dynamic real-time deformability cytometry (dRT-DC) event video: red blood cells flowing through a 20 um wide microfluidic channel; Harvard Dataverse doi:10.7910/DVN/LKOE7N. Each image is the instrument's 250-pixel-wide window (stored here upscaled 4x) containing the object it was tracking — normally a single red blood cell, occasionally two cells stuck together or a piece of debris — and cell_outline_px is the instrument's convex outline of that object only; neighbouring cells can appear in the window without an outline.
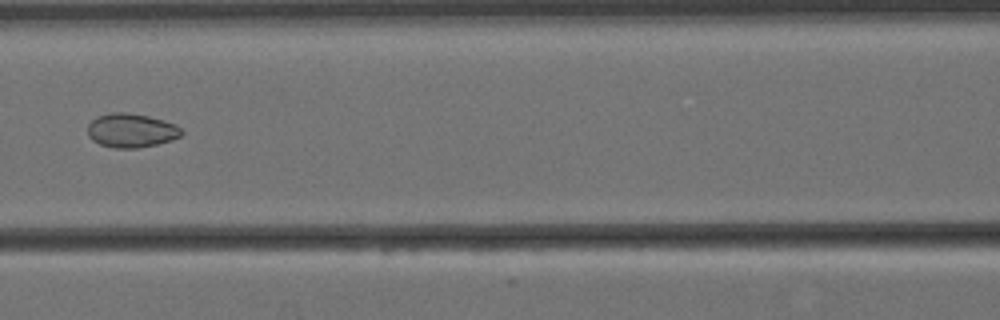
{"species": "Egyptian fruit bat (a non-hibernating species)", "species_latin": "Rousettus aegyptiacus", "temperature_condition": "cold", "stored_images_in_passage": 15, "camera_frame_rate_fps": 3000, "um_per_image_px": 0.085, "animal": {"sex": "female"}, "frame": {"image": 1, "passage_image": 7, "time_ms": 2.0, "image_size_px": [1000, 320], "cell_outline_px": [[184, 132], [180, 136], [172, 140], [156, 144], [136, 148], [112, 148], [100, 144], [92, 140], [88, 136], [88, 124], [96, 116], [112, 112], [124, 112], [148, 116], [164, 120], [176, 124]], "centroid_in_image_um": [11.15, 11.09], "position_along_channel_um": 155.5, "area_um2": 18.67}}
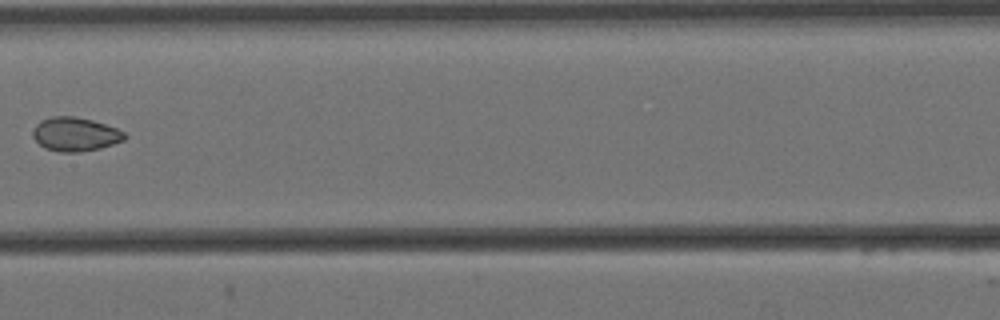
{"frame": {"image": 2, "passage_image": 8, "time_ms": 2.333, "image_size_px": [1000, 320], "cell_outline_px": [[128, 136], [124, 140], [100, 148], [80, 152], [60, 152], [44, 148], [32, 136], [32, 132], [36, 124], [40, 120], [52, 116], [76, 116], [92, 120], [116, 128], [124, 132]], "centroid_in_image_um": [6.38, 11.4], "position_along_channel_um": 201.0, "area_um2": 18.15}}
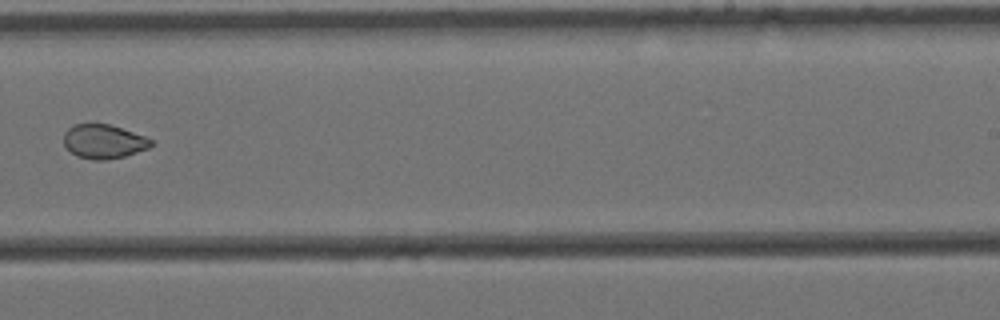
{"frame": {"image": 3, "passage_image": 10, "time_ms": 3.0, "image_size_px": [1000, 320], "cell_outline_px": [[152, 144], [148, 148], [124, 156], [104, 160], [92, 160], [76, 156], [64, 144], [64, 132], [68, 128], [76, 124], [108, 124], [144, 136], [152, 140]], "centroid_in_image_um": [8.78, 12.03], "position_along_channel_um": 280.2, "area_um2": 17.05}}